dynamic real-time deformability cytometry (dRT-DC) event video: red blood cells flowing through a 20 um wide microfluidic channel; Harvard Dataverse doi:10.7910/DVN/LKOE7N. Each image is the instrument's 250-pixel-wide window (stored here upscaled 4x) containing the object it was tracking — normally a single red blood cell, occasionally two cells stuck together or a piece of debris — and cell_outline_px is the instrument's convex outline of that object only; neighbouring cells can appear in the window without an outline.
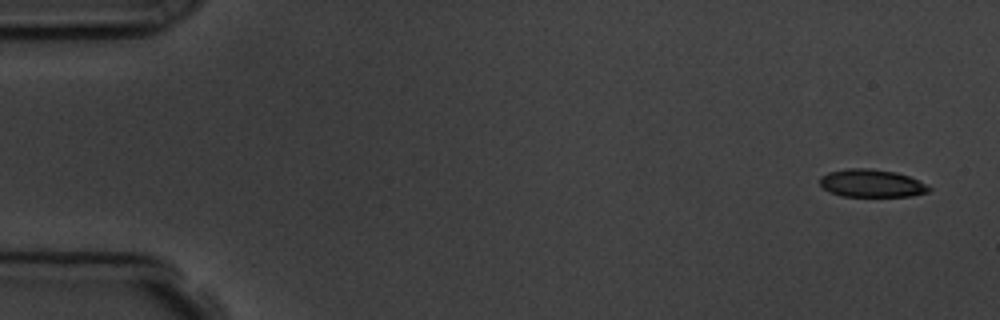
{"species": "common noctule bat (a hibernating species)", "species_latin": "Nyctalus noctula", "temperature_condition": "room temperature", "stored_images_in_passage": 4, "camera_frame_rate_fps": 3000, "um_per_image_px": 0.085, "animal": {"sex": "male", "body_mass_g": 19.5, "forearm_length_mm": 54.6}, "frame": {"image": 1, "passage_image": 1, "time_ms": 0.0, "image_size_px": [1000, 320], "cell_outline_px": [[932, 188], [928, 192], [912, 196], [840, 196], [828, 192], [820, 184], [820, 176], [828, 172], [848, 168], [868, 168], [896, 172], [908, 176]], "centroid_in_image_um": [74.04, 15.58], "position_along_channel_um": 11.0, "area_um2": 17.63}}
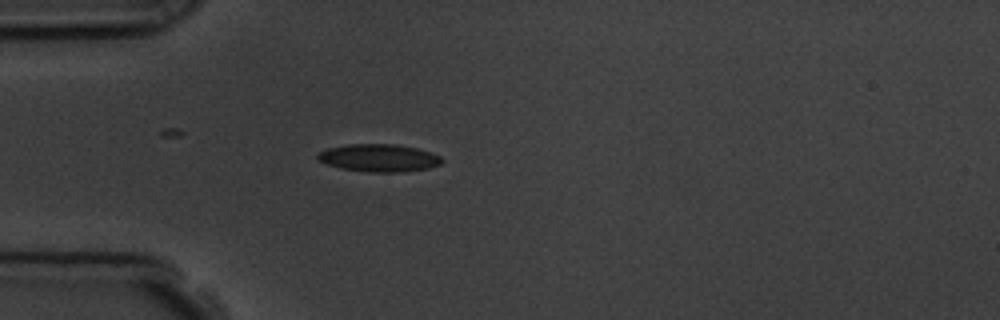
{"frame": {"image": 2, "passage_image": 4, "time_ms": 4.333, "image_size_px": [1000, 320], "cell_outline_px": [[444, 160], [440, 164], [428, 168], [400, 172], [368, 172], [340, 168], [328, 164], [320, 160], [316, 156], [320, 152], [328, 148], [348, 144], [396, 144], [416, 148], [432, 152], [440, 156]], "centroid_in_image_um": [32.24, 13.42], "position_along_channel_um": 52.8, "area_um2": 19.88}}